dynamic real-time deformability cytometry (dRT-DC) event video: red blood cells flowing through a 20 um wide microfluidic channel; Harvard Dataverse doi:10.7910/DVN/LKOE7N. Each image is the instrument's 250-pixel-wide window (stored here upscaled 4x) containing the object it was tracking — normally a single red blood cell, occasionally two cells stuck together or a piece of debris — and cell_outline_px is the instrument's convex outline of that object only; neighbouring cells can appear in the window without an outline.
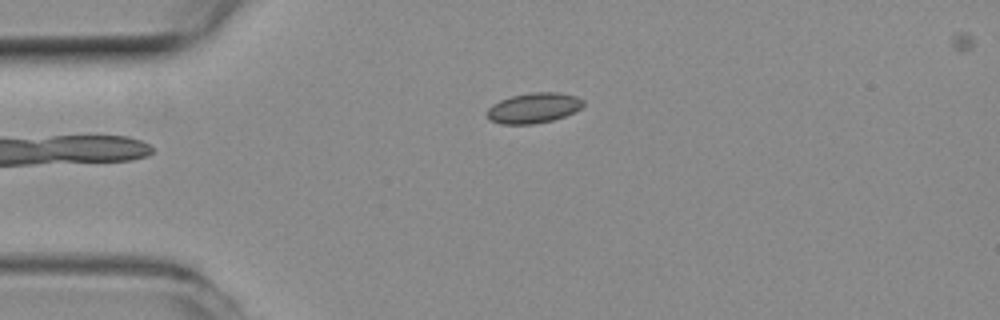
{"species": "common noctule bat (a hibernating species)", "species_latin": "Nyctalus noctula", "temperature_condition": "room temperature", "stored_images_in_passage": 34, "camera_frame_rate_fps": 3000, "um_per_image_px": 0.085, "animal": {"sex": "female", "body_mass_g": 19.3, "forearm_length_mm": 54.1}, "frame": {"image": 1, "passage_image": 1, "time_ms": 0.0, "image_size_px": [1000, 320], "cell_outline_px": [[584, 104], [580, 108], [564, 116], [552, 120], [532, 124], [500, 124], [488, 120], [488, 108], [492, 104], [500, 100], [512, 96], [532, 92], [556, 92], [576, 96], [584, 100]], "centroid_in_image_um": [45.34, 9.17], "position_along_channel_um": 39.7, "area_um2": 16.88}}
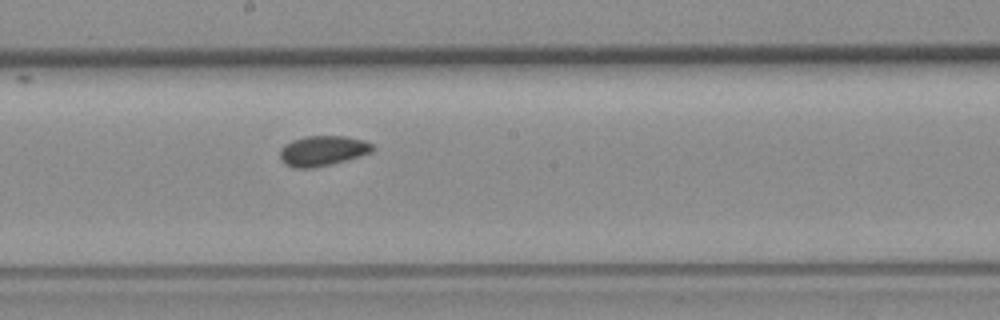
{"frame": {"image": 2, "passage_image": 17, "time_ms": 5.333, "image_size_px": [1000, 320], "cell_outline_px": [[376, 148], [372, 152], [360, 156], [332, 164], [312, 168], [292, 168], [284, 164], [280, 156], [280, 148], [284, 144], [292, 140], [304, 136], [348, 136], [364, 140], [372, 144]], "centroid_in_image_um": [27.42, 12.81], "position_along_channel_um": 220.8, "area_um2": 16.53}}
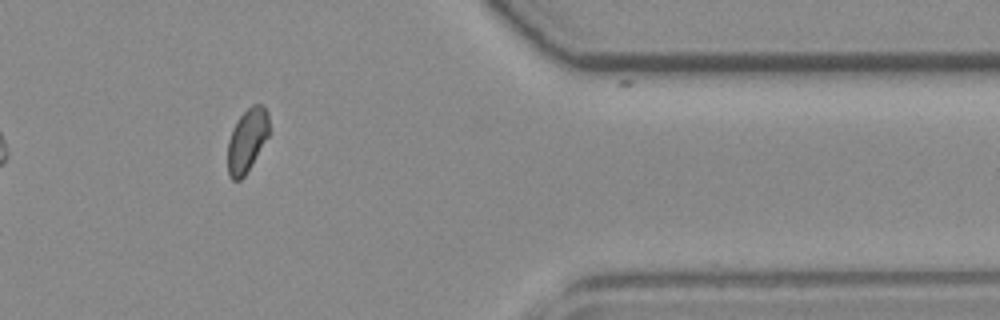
{"frame": {"image": 3, "passage_image": 32, "time_ms": 10.333, "image_size_px": [1000, 320], "cell_outline_px": [[268, 136], [244, 176], [240, 180], [232, 180], [228, 176], [228, 140], [240, 116], [252, 104], [260, 104], [268, 112]], "centroid_in_image_um": [20.99, 11.94], "position_along_channel_um": 390.4, "area_um2": 14.85}, "authors_computed_cell_mechanics": {"area_um2": 16.1551, "velocity_mm_per_s": 3.893, "shape_relaxation_time_tau1_ms": null, "shape_relaxation_time_tau2_ms": 11.2321, "deformation_change_tau1": null, "deformation_change_tau2": 0.1349}}